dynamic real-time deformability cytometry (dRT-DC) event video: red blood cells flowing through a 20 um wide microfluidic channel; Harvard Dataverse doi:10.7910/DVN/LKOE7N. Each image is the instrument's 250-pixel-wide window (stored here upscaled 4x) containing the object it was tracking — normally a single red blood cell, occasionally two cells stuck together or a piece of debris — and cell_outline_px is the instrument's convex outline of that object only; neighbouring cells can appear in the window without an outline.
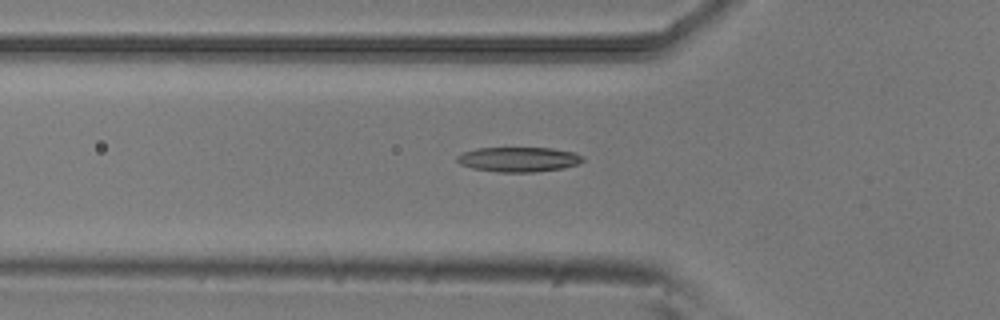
{"species": "common noctule bat (a hibernating species)", "species_latin": "Nyctalus noctula", "temperature_condition": "room temperature", "stored_images_in_passage": 52, "camera_frame_rate_fps": 3000, "um_per_image_px": 0.085, "animal": {"sex": "male", "body_mass_g": 20.5, "forearm_length_mm": 52.5}, "frame": {"image": 1, "passage_image": 18, "time_ms": 5.667, "image_size_px": [1000, 320], "cell_outline_px": [[584, 160], [576, 164], [564, 168], [532, 172], [496, 172], [472, 168], [460, 164], [456, 160], [456, 156], [464, 152], [476, 148], [552, 148], [572, 152], [580, 156]], "centroid_in_image_um": [44.03, 13.55], "position_along_channel_um": 81.8, "area_um2": 18.03}}
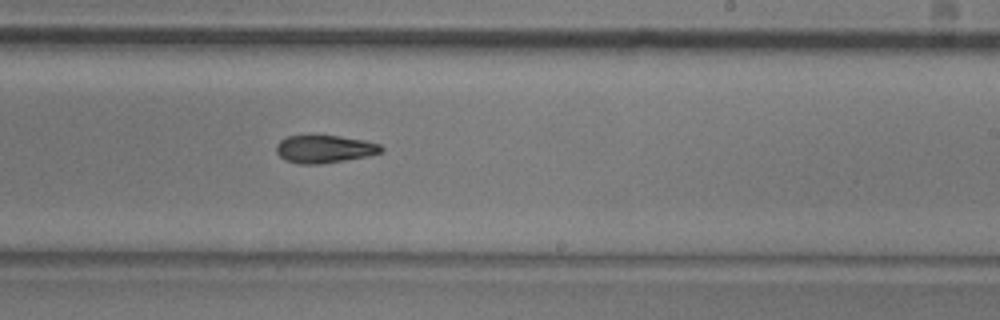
{"frame": {"image": 2, "passage_image": 32, "time_ms": 10.333, "image_size_px": [1000, 320], "cell_outline_px": [[384, 152], [368, 156], [320, 164], [300, 164], [284, 160], [276, 152], [276, 144], [280, 140], [288, 136], [340, 136], [364, 140], [380, 144], [384, 148]], "centroid_in_image_um": [27.6, 12.67], "position_along_channel_um": 261.4, "area_um2": 16.99}}
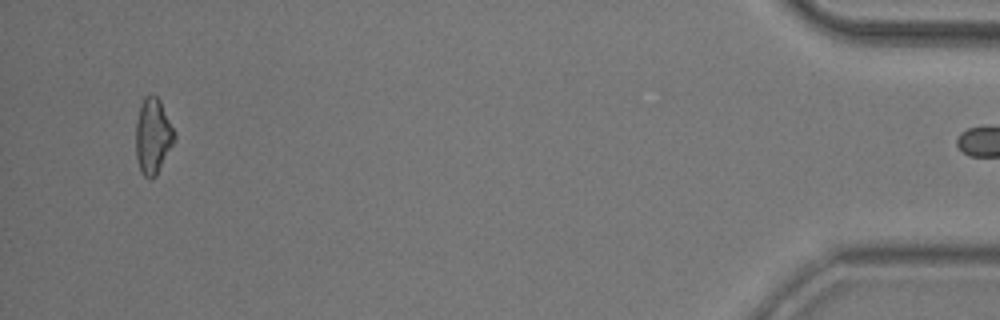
{"frame": {"image": 3, "passage_image": 51, "time_ms": 16.667, "image_size_px": [1000, 320], "cell_outline_px": [[176, 140], [156, 176], [152, 180], [148, 180], [140, 172], [136, 156], [136, 120], [140, 104], [144, 96], [152, 92], [160, 100], [176, 136]], "centroid_in_image_um": [12.99, 11.58], "position_along_channel_um": 422.2, "area_um2": 17.34}}